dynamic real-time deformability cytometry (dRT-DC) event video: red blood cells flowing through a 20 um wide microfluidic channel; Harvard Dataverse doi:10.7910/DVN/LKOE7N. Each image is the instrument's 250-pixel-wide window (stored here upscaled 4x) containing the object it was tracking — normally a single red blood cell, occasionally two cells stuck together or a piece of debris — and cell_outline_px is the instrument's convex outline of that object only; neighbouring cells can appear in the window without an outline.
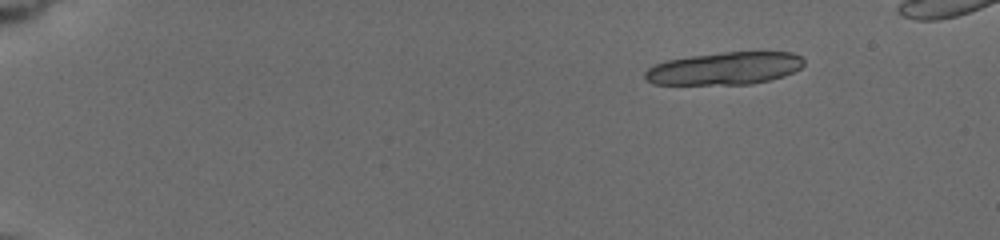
{"species": "common noctule bat (a hibernating species)", "species_latin": "Nyctalus noctula", "temperature_condition": "cold", "stored_images_in_passage": 36, "camera_frame_rate_fps": 3000, "um_per_image_px": 0.085, "animal": {"sex": "female", "body_mass_g": 19.5, "forearm_length_mm": 54.1}, "frame": {"image": 1, "passage_image": 1, "time_ms": 0.0, "image_size_px": [1000, 240], "cell_outline_px": [[804, 64], [800, 68], [784, 76], [752, 84], [652, 84], [644, 76], [644, 72], [652, 64], [668, 60], [692, 56], [720, 52], [792, 52], [800, 56], [804, 60]], "centroid_in_image_um": [61.58, 5.81], "position_along_channel_um": 23.4, "area_um2": 30.11}}